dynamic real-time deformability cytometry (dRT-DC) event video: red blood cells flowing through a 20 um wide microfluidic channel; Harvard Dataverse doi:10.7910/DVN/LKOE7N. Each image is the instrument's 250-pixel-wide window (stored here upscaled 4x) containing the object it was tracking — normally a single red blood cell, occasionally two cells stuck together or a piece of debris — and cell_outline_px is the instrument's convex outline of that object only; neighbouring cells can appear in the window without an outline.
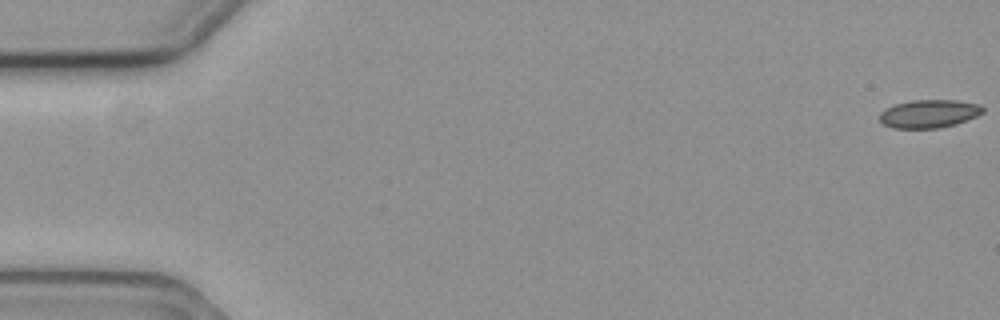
{"species": "common noctule bat (a hibernating species)", "species_latin": "Nyctalus noctula", "temperature_condition": "cold", "stored_images_in_passage": 25, "camera_frame_rate_fps": 3000, "um_per_image_px": 0.085, "animal": {"sex": "female", "body_mass_g": 19.3, "forearm_length_mm": 54.1}, "frame": {"image": 1, "passage_image": 1, "time_ms": 0.0, "image_size_px": [1000, 320], "cell_outline_px": [[984, 112], [976, 116], [956, 124], [940, 128], [892, 128], [884, 124], [880, 120], [880, 112], [884, 108], [896, 104], [912, 100], [956, 100], [980, 104], [984, 108]], "centroid_in_image_um": [78.97, 9.66], "position_along_channel_um": 6.0, "area_um2": 16.99}}
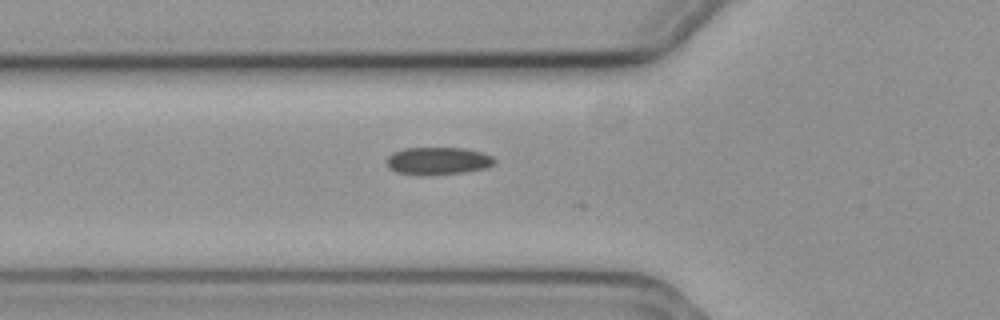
{"frame": {"image": 2, "passage_image": 21, "time_ms": 6.667, "image_size_px": [1000, 320], "cell_outline_px": [[496, 160], [492, 164], [484, 168], [464, 172], [420, 176], [396, 172], [388, 168], [384, 160], [392, 152], [404, 148], [464, 148], [484, 152], [492, 156]], "centroid_in_image_um": [37.16, 13.67], "position_along_channel_um": 88.6, "area_um2": 17.57}}
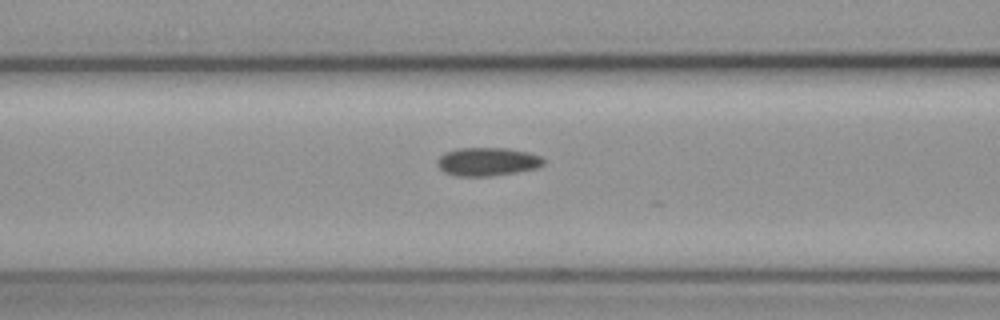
{"frame": {"image": 3, "passage_image": 24, "time_ms": 7.667, "image_size_px": [1000, 320], "cell_outline_px": [[544, 164], [536, 168], [516, 172], [488, 176], [456, 176], [444, 172], [436, 164], [436, 160], [444, 152], [460, 148], [508, 148], [528, 152], [540, 156], [544, 160]], "centroid_in_image_um": [41.4, 13.74], "position_along_channel_um": 125.2, "area_um2": 17.57}}